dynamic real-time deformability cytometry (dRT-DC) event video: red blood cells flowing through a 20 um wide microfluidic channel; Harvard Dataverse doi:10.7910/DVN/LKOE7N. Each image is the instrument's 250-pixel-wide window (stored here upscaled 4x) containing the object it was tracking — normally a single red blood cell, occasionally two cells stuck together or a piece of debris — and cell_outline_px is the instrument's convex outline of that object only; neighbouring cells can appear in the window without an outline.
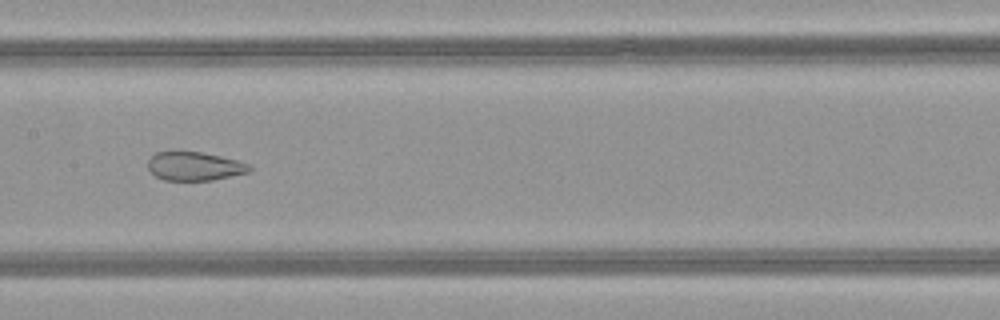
{"species": "common noctule bat (a hibernating species)", "species_latin": "Nyctalus noctula", "temperature_condition": "warm", "stored_images_in_passage": 40, "camera_frame_rate_fps": 3000, "um_per_image_px": 0.085, "animal": {"sex": "female", "body_mass_g": 21.9}, "frame": {"image": 1, "passage_image": 15, "time_ms": 4.667, "image_size_px": [1000, 320], "cell_outline_px": [[252, 168], [248, 172], [212, 180], [164, 180], [156, 176], [148, 168], [148, 160], [156, 152], [200, 152], [220, 156], [236, 160], [248, 164]], "centroid_in_image_um": [16.52, 14.13], "position_along_channel_um": 190.9, "area_um2": 16.65}}
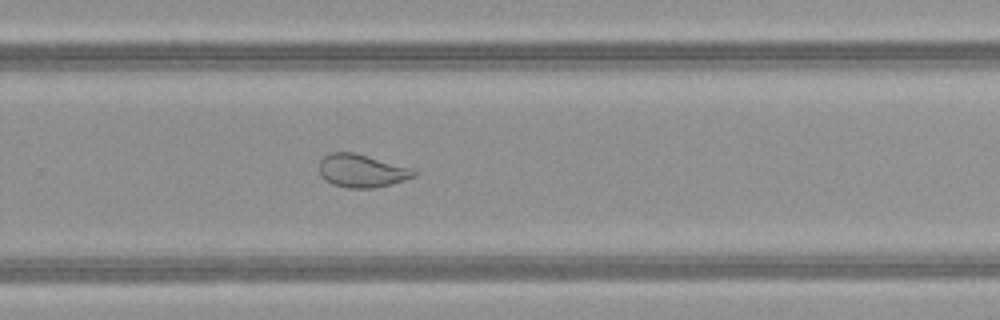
{"frame": {"image": 2, "passage_image": 23, "time_ms": 7.333, "image_size_px": [1000, 320], "cell_outline_px": [[416, 176], [404, 180], [372, 188], [348, 188], [332, 184], [324, 180], [320, 176], [320, 160], [324, 156], [332, 152], [352, 152], [412, 168], [416, 172]], "centroid_in_image_um": [30.71, 14.52], "position_along_channel_um": 299.1, "area_um2": 18.03}}
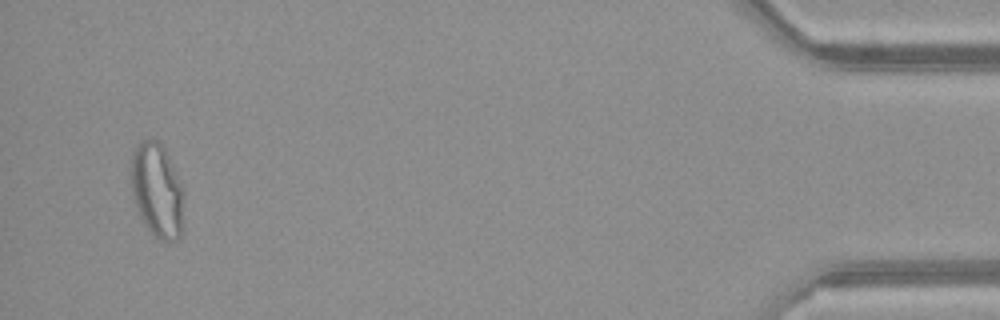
{"frame": {"image": 3, "passage_image": 38, "time_ms": 12.333, "image_size_px": [1000, 320], "cell_outline_px": [[184, 196], [180, 236], [176, 240], [156, 240], [148, 232], [140, 216], [132, 192], [132, 152], [140, 140], [156, 140], [164, 148], [184, 188]], "centroid_in_image_um": [13.36, 16.21], "position_along_channel_um": 421.8, "area_um2": 28.96}, "authors_computed_cell_mechanics": {"area_um2": 22.3108, "velocity_mm_per_s": 4.0741, "shape_relaxation_time_tau1_ms": null, "shape_relaxation_time_tau2_ms": 1.1409, "deformation_change_tau1": null, "deformation_change_tau2": 0.0802}}